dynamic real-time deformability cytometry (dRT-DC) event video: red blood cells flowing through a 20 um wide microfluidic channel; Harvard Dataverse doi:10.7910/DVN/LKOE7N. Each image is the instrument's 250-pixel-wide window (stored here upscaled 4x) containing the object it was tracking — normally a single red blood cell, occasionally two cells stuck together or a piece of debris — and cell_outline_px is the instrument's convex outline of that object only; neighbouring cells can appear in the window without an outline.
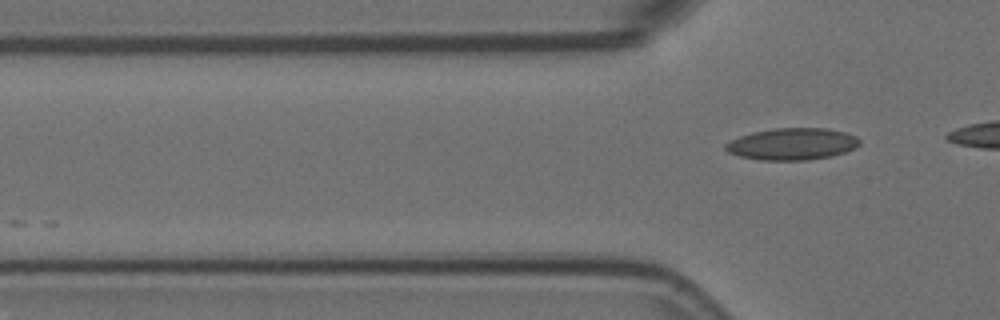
{"species": "Egyptian fruit bat (a non-hibernating species)", "species_latin": "Rousettus aegyptiacus", "temperature_condition": "room temperature", "stored_images_in_passage": 3, "camera_frame_rate_fps": 3000, "um_per_image_px": 0.085, "animal": {"sex": "female"}, "frame": {"image": 1, "passage_image": 3, "time_ms": 0.667, "image_size_px": [1000, 320], "cell_outline_px": [[860, 144], [856, 148], [832, 156], [808, 160], [760, 160], [740, 156], [728, 152], [724, 148], [724, 144], [740, 136], [752, 132], [776, 128], [828, 128], [844, 132], [856, 136], [860, 140]], "centroid_in_image_um": [67.35, 12.24], "position_along_channel_um": 58.4, "area_um2": 24.91}}